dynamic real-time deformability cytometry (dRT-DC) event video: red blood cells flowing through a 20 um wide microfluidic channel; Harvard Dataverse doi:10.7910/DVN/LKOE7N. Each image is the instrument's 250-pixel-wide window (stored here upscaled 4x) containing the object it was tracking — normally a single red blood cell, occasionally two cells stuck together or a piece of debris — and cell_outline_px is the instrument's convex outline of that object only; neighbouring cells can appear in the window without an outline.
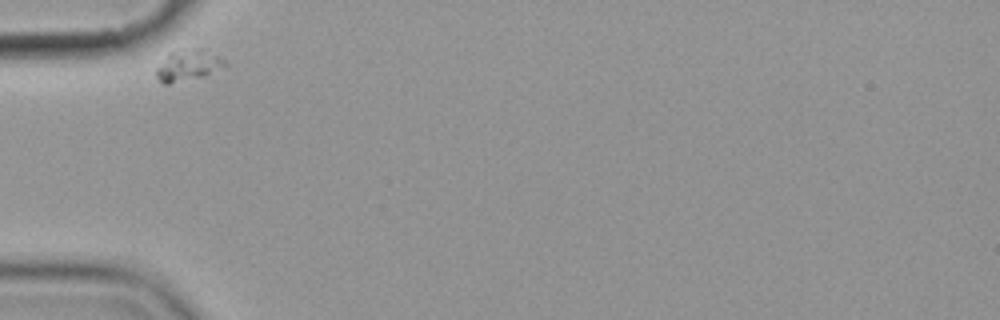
{"species": "common noctule bat (a hibernating species)", "species_latin": "Nyctalus noctula", "temperature_condition": "cold", "stored_images_in_passage": 3, "camera_frame_rate_fps": 3000, "um_per_image_px": 0.085, "animal": {"sex": "female", "body_mass_g": 19.9}, "frame": {"image": 1, "passage_image": 1, "time_ms": 0.0, "image_size_px": [1000, 320], "cell_outline_px": [[228, 64], [204, 76], [168, 84], [164, 84], [156, 76], [156, 68], [168, 52], [176, 48], [204, 48], [224, 60]], "centroid_in_image_um": [15.95, 5.51], "position_along_channel_um": 69.1, "area_um2": 12.6}}
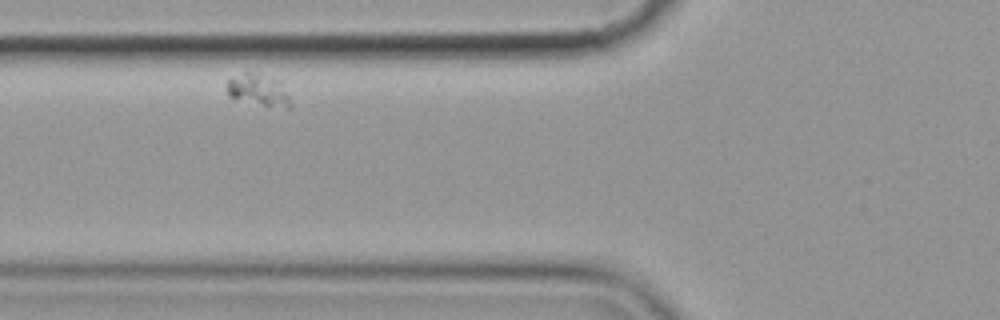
{"frame": {"image": 2, "passage_image": 2, "time_ms": 1.333, "image_size_px": [1000, 320], "cell_outline_px": [[292, 108], [268, 108], [228, 96], [228, 80], [244, 72], [252, 72], [280, 80], [292, 104]], "centroid_in_image_um": [22.02, 7.7], "position_along_channel_um": 103.8, "area_um2": 11.91}}